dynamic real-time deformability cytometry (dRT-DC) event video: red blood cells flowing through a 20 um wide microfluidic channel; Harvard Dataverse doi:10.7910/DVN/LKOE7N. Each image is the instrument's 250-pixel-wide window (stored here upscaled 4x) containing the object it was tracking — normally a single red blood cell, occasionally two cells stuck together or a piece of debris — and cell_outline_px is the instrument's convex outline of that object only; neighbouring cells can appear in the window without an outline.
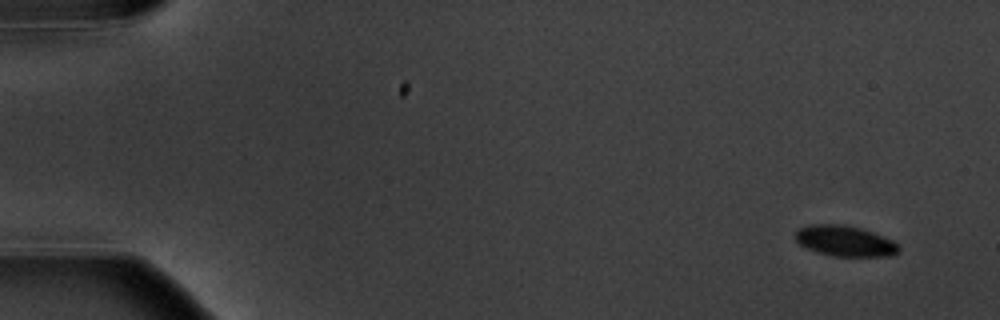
{"species": "common noctule bat (a hibernating species)", "species_latin": "Nyctalus noctula", "temperature_condition": "warm", "stored_images_in_passage": 15, "camera_frame_rate_fps": 3000, "um_per_image_px": 0.085, "animal": {"sex": "male", "body_mass_g": 20.1, "forearm_length_mm": 53.5}, "frame": {"image": 1, "passage_image": 1, "time_ms": 0.0, "image_size_px": [1000, 320], "cell_outline_px": [[900, 252], [892, 256], [832, 256], [816, 252], [804, 248], [796, 240], [796, 228], [808, 224], [844, 224], [860, 228], [872, 232], [892, 240], [900, 248]], "centroid_in_image_um": [71.78, 20.48], "position_along_channel_um": 13.2, "area_um2": 18.67}}
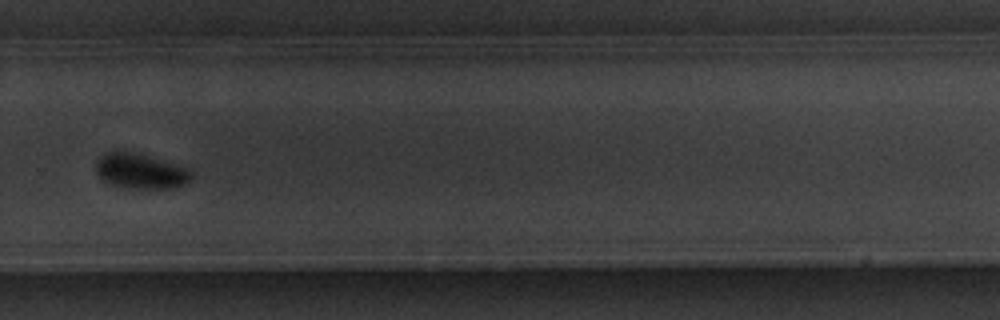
{"frame": {"image": 2, "passage_image": 11, "time_ms": 12.333, "image_size_px": [1000, 320], "cell_outline_px": [[192, 176], [184, 184], [172, 188], [128, 188], [112, 184], [100, 180], [96, 172], [96, 160], [104, 152], [132, 152], [192, 168]], "centroid_in_image_um": [11.93, 14.55], "position_along_channel_um": 317.9, "area_um2": 19.54}}
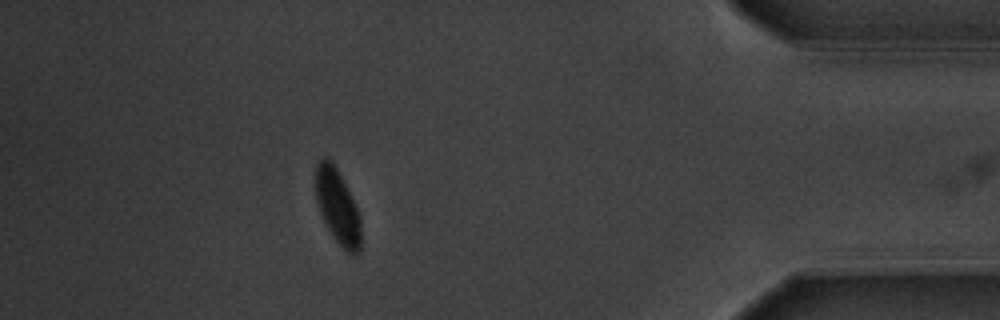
{"frame": {"image": 3, "passage_image": 14, "time_ms": 16.0, "image_size_px": [1000, 320], "cell_outline_px": [[360, 252], [348, 252], [336, 240], [328, 228], [320, 212], [316, 200], [316, 164], [324, 156], [328, 156], [336, 164], [360, 216]], "centroid_in_image_um": [28.68, 17.47], "position_along_channel_um": 406.5, "area_um2": 19.42}, "authors_computed_cell_mechanics": {"area_um2": 19.652, "velocity_mm_per_s": 3.5777, "shape_relaxation_time_tau1_ms": 1.7795, "shape_relaxation_time_tau2_ms": null, "deformation_change_tau1": 0.0747, "deformation_change_tau2": null}}